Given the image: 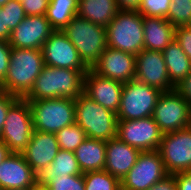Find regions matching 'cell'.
Masks as SVG:
<instances>
[{
    "label": "cell",
    "mask_w": 191,
    "mask_h": 190,
    "mask_svg": "<svg viewBox=\"0 0 191 190\" xmlns=\"http://www.w3.org/2000/svg\"><path fill=\"white\" fill-rule=\"evenodd\" d=\"M88 70H73L44 65L35 79L31 91L24 97L27 101L43 99H76L84 88V75Z\"/></svg>",
    "instance_id": "6da1fadb"
},
{
    "label": "cell",
    "mask_w": 191,
    "mask_h": 190,
    "mask_svg": "<svg viewBox=\"0 0 191 190\" xmlns=\"http://www.w3.org/2000/svg\"><path fill=\"white\" fill-rule=\"evenodd\" d=\"M43 66L42 50L11 48L8 72L0 84V90L24 98L31 91Z\"/></svg>",
    "instance_id": "7a4b0ae2"
},
{
    "label": "cell",
    "mask_w": 191,
    "mask_h": 190,
    "mask_svg": "<svg viewBox=\"0 0 191 190\" xmlns=\"http://www.w3.org/2000/svg\"><path fill=\"white\" fill-rule=\"evenodd\" d=\"M75 114V123L85 131L88 138L108 141L117 137V114L104 108L84 92L75 99Z\"/></svg>",
    "instance_id": "3957f363"
},
{
    "label": "cell",
    "mask_w": 191,
    "mask_h": 190,
    "mask_svg": "<svg viewBox=\"0 0 191 190\" xmlns=\"http://www.w3.org/2000/svg\"><path fill=\"white\" fill-rule=\"evenodd\" d=\"M72 42L80 59L88 67L99 60L107 48L106 27L75 16L62 30Z\"/></svg>",
    "instance_id": "277c9868"
},
{
    "label": "cell",
    "mask_w": 191,
    "mask_h": 190,
    "mask_svg": "<svg viewBox=\"0 0 191 190\" xmlns=\"http://www.w3.org/2000/svg\"><path fill=\"white\" fill-rule=\"evenodd\" d=\"M107 47L137 55L144 49L143 16L138 11H119L106 27Z\"/></svg>",
    "instance_id": "5b68a950"
},
{
    "label": "cell",
    "mask_w": 191,
    "mask_h": 190,
    "mask_svg": "<svg viewBox=\"0 0 191 190\" xmlns=\"http://www.w3.org/2000/svg\"><path fill=\"white\" fill-rule=\"evenodd\" d=\"M34 130L57 133L75 124V100L71 98L28 101Z\"/></svg>",
    "instance_id": "8992f818"
},
{
    "label": "cell",
    "mask_w": 191,
    "mask_h": 190,
    "mask_svg": "<svg viewBox=\"0 0 191 190\" xmlns=\"http://www.w3.org/2000/svg\"><path fill=\"white\" fill-rule=\"evenodd\" d=\"M162 91L136 79L123 83L118 120H136L153 116Z\"/></svg>",
    "instance_id": "52a82bcc"
},
{
    "label": "cell",
    "mask_w": 191,
    "mask_h": 190,
    "mask_svg": "<svg viewBox=\"0 0 191 190\" xmlns=\"http://www.w3.org/2000/svg\"><path fill=\"white\" fill-rule=\"evenodd\" d=\"M33 130L29 103L19 98L7 112L0 140L12 153H22L30 142Z\"/></svg>",
    "instance_id": "ba28073f"
},
{
    "label": "cell",
    "mask_w": 191,
    "mask_h": 190,
    "mask_svg": "<svg viewBox=\"0 0 191 190\" xmlns=\"http://www.w3.org/2000/svg\"><path fill=\"white\" fill-rule=\"evenodd\" d=\"M158 152L168 174L191 171V126L165 133Z\"/></svg>",
    "instance_id": "9c48e42d"
},
{
    "label": "cell",
    "mask_w": 191,
    "mask_h": 190,
    "mask_svg": "<svg viewBox=\"0 0 191 190\" xmlns=\"http://www.w3.org/2000/svg\"><path fill=\"white\" fill-rule=\"evenodd\" d=\"M152 117L163 134L174 132L191 126V107L176 90L162 92Z\"/></svg>",
    "instance_id": "30bf717a"
},
{
    "label": "cell",
    "mask_w": 191,
    "mask_h": 190,
    "mask_svg": "<svg viewBox=\"0 0 191 190\" xmlns=\"http://www.w3.org/2000/svg\"><path fill=\"white\" fill-rule=\"evenodd\" d=\"M168 175L158 150L140 152L135 165L120 181L121 190H148Z\"/></svg>",
    "instance_id": "8fae6325"
},
{
    "label": "cell",
    "mask_w": 191,
    "mask_h": 190,
    "mask_svg": "<svg viewBox=\"0 0 191 190\" xmlns=\"http://www.w3.org/2000/svg\"><path fill=\"white\" fill-rule=\"evenodd\" d=\"M163 133L152 116L118 120L117 137L140 152L158 150Z\"/></svg>",
    "instance_id": "7c38bea8"
},
{
    "label": "cell",
    "mask_w": 191,
    "mask_h": 190,
    "mask_svg": "<svg viewBox=\"0 0 191 190\" xmlns=\"http://www.w3.org/2000/svg\"><path fill=\"white\" fill-rule=\"evenodd\" d=\"M44 65L73 70H89L62 30H54L42 47Z\"/></svg>",
    "instance_id": "4fadbf2b"
},
{
    "label": "cell",
    "mask_w": 191,
    "mask_h": 190,
    "mask_svg": "<svg viewBox=\"0 0 191 190\" xmlns=\"http://www.w3.org/2000/svg\"><path fill=\"white\" fill-rule=\"evenodd\" d=\"M135 79L162 92L175 90L168 76L162 51L143 49L136 55Z\"/></svg>",
    "instance_id": "5bb4252c"
},
{
    "label": "cell",
    "mask_w": 191,
    "mask_h": 190,
    "mask_svg": "<svg viewBox=\"0 0 191 190\" xmlns=\"http://www.w3.org/2000/svg\"><path fill=\"white\" fill-rule=\"evenodd\" d=\"M91 69L103 77L127 83L135 79L136 56L107 47Z\"/></svg>",
    "instance_id": "9a60e30c"
},
{
    "label": "cell",
    "mask_w": 191,
    "mask_h": 190,
    "mask_svg": "<svg viewBox=\"0 0 191 190\" xmlns=\"http://www.w3.org/2000/svg\"><path fill=\"white\" fill-rule=\"evenodd\" d=\"M53 31L46 15L26 16L11 32L8 42L12 48L42 50Z\"/></svg>",
    "instance_id": "2e32d148"
},
{
    "label": "cell",
    "mask_w": 191,
    "mask_h": 190,
    "mask_svg": "<svg viewBox=\"0 0 191 190\" xmlns=\"http://www.w3.org/2000/svg\"><path fill=\"white\" fill-rule=\"evenodd\" d=\"M122 88L123 83L103 77L91 68L84 75L83 92L114 113H117L120 107Z\"/></svg>",
    "instance_id": "e0dca14e"
},
{
    "label": "cell",
    "mask_w": 191,
    "mask_h": 190,
    "mask_svg": "<svg viewBox=\"0 0 191 190\" xmlns=\"http://www.w3.org/2000/svg\"><path fill=\"white\" fill-rule=\"evenodd\" d=\"M37 186V174L22 153H11L0 164V190L28 189Z\"/></svg>",
    "instance_id": "ac0fdd59"
},
{
    "label": "cell",
    "mask_w": 191,
    "mask_h": 190,
    "mask_svg": "<svg viewBox=\"0 0 191 190\" xmlns=\"http://www.w3.org/2000/svg\"><path fill=\"white\" fill-rule=\"evenodd\" d=\"M59 149L55 133L33 130L30 142L22 154L27 164L39 174L53 162Z\"/></svg>",
    "instance_id": "d6986e66"
},
{
    "label": "cell",
    "mask_w": 191,
    "mask_h": 190,
    "mask_svg": "<svg viewBox=\"0 0 191 190\" xmlns=\"http://www.w3.org/2000/svg\"><path fill=\"white\" fill-rule=\"evenodd\" d=\"M140 151L121 141L118 137L106 141L104 170L120 181L135 165Z\"/></svg>",
    "instance_id": "ffe728a7"
},
{
    "label": "cell",
    "mask_w": 191,
    "mask_h": 190,
    "mask_svg": "<svg viewBox=\"0 0 191 190\" xmlns=\"http://www.w3.org/2000/svg\"><path fill=\"white\" fill-rule=\"evenodd\" d=\"M144 49L163 51L175 39V27L162 17L143 16Z\"/></svg>",
    "instance_id": "44dd1931"
},
{
    "label": "cell",
    "mask_w": 191,
    "mask_h": 190,
    "mask_svg": "<svg viewBox=\"0 0 191 190\" xmlns=\"http://www.w3.org/2000/svg\"><path fill=\"white\" fill-rule=\"evenodd\" d=\"M82 173L105 168L106 141L86 138L74 151Z\"/></svg>",
    "instance_id": "7402d4cb"
},
{
    "label": "cell",
    "mask_w": 191,
    "mask_h": 190,
    "mask_svg": "<svg viewBox=\"0 0 191 190\" xmlns=\"http://www.w3.org/2000/svg\"><path fill=\"white\" fill-rule=\"evenodd\" d=\"M82 174L74 152L59 149L53 162L37 174V185L45 187L54 177Z\"/></svg>",
    "instance_id": "603a6c76"
},
{
    "label": "cell",
    "mask_w": 191,
    "mask_h": 190,
    "mask_svg": "<svg viewBox=\"0 0 191 190\" xmlns=\"http://www.w3.org/2000/svg\"><path fill=\"white\" fill-rule=\"evenodd\" d=\"M118 12L116 0H79L77 16L107 27Z\"/></svg>",
    "instance_id": "cb8c5ba5"
},
{
    "label": "cell",
    "mask_w": 191,
    "mask_h": 190,
    "mask_svg": "<svg viewBox=\"0 0 191 190\" xmlns=\"http://www.w3.org/2000/svg\"><path fill=\"white\" fill-rule=\"evenodd\" d=\"M168 76L174 87L191 73V60L174 39L163 51Z\"/></svg>",
    "instance_id": "d4e9b609"
},
{
    "label": "cell",
    "mask_w": 191,
    "mask_h": 190,
    "mask_svg": "<svg viewBox=\"0 0 191 190\" xmlns=\"http://www.w3.org/2000/svg\"><path fill=\"white\" fill-rule=\"evenodd\" d=\"M79 0H50L46 18L54 30H63L77 16Z\"/></svg>",
    "instance_id": "484cf974"
},
{
    "label": "cell",
    "mask_w": 191,
    "mask_h": 190,
    "mask_svg": "<svg viewBox=\"0 0 191 190\" xmlns=\"http://www.w3.org/2000/svg\"><path fill=\"white\" fill-rule=\"evenodd\" d=\"M85 190H121L120 180L105 170L83 173Z\"/></svg>",
    "instance_id": "4316f807"
},
{
    "label": "cell",
    "mask_w": 191,
    "mask_h": 190,
    "mask_svg": "<svg viewBox=\"0 0 191 190\" xmlns=\"http://www.w3.org/2000/svg\"><path fill=\"white\" fill-rule=\"evenodd\" d=\"M56 136L59 148L71 152H74L87 138L85 131L76 123L62 128Z\"/></svg>",
    "instance_id": "83f0119b"
},
{
    "label": "cell",
    "mask_w": 191,
    "mask_h": 190,
    "mask_svg": "<svg viewBox=\"0 0 191 190\" xmlns=\"http://www.w3.org/2000/svg\"><path fill=\"white\" fill-rule=\"evenodd\" d=\"M166 19L174 27L191 25V0H171Z\"/></svg>",
    "instance_id": "f1b7e54d"
},
{
    "label": "cell",
    "mask_w": 191,
    "mask_h": 190,
    "mask_svg": "<svg viewBox=\"0 0 191 190\" xmlns=\"http://www.w3.org/2000/svg\"><path fill=\"white\" fill-rule=\"evenodd\" d=\"M45 187L49 190H85L83 173L54 177Z\"/></svg>",
    "instance_id": "f546056e"
},
{
    "label": "cell",
    "mask_w": 191,
    "mask_h": 190,
    "mask_svg": "<svg viewBox=\"0 0 191 190\" xmlns=\"http://www.w3.org/2000/svg\"><path fill=\"white\" fill-rule=\"evenodd\" d=\"M171 0H141L138 12L147 17H167Z\"/></svg>",
    "instance_id": "4dcf8cb0"
},
{
    "label": "cell",
    "mask_w": 191,
    "mask_h": 190,
    "mask_svg": "<svg viewBox=\"0 0 191 190\" xmlns=\"http://www.w3.org/2000/svg\"><path fill=\"white\" fill-rule=\"evenodd\" d=\"M1 9L6 12L7 27L11 31L26 17L22 3L18 0H9Z\"/></svg>",
    "instance_id": "1f68e13d"
},
{
    "label": "cell",
    "mask_w": 191,
    "mask_h": 190,
    "mask_svg": "<svg viewBox=\"0 0 191 190\" xmlns=\"http://www.w3.org/2000/svg\"><path fill=\"white\" fill-rule=\"evenodd\" d=\"M175 40L191 60V25L175 27Z\"/></svg>",
    "instance_id": "d6a6232c"
},
{
    "label": "cell",
    "mask_w": 191,
    "mask_h": 190,
    "mask_svg": "<svg viewBox=\"0 0 191 190\" xmlns=\"http://www.w3.org/2000/svg\"><path fill=\"white\" fill-rule=\"evenodd\" d=\"M50 0H24L22 6L26 16L46 15Z\"/></svg>",
    "instance_id": "836d02e7"
},
{
    "label": "cell",
    "mask_w": 191,
    "mask_h": 190,
    "mask_svg": "<svg viewBox=\"0 0 191 190\" xmlns=\"http://www.w3.org/2000/svg\"><path fill=\"white\" fill-rule=\"evenodd\" d=\"M11 48L9 42L0 41V84L3 82L8 72Z\"/></svg>",
    "instance_id": "e575fe53"
},
{
    "label": "cell",
    "mask_w": 191,
    "mask_h": 190,
    "mask_svg": "<svg viewBox=\"0 0 191 190\" xmlns=\"http://www.w3.org/2000/svg\"><path fill=\"white\" fill-rule=\"evenodd\" d=\"M19 99L14 95L8 94L0 90V134L3 130V125L6 120L9 108Z\"/></svg>",
    "instance_id": "d590c367"
},
{
    "label": "cell",
    "mask_w": 191,
    "mask_h": 190,
    "mask_svg": "<svg viewBox=\"0 0 191 190\" xmlns=\"http://www.w3.org/2000/svg\"><path fill=\"white\" fill-rule=\"evenodd\" d=\"M175 90L189 103L191 107V73L175 87Z\"/></svg>",
    "instance_id": "8d00e7d4"
},
{
    "label": "cell",
    "mask_w": 191,
    "mask_h": 190,
    "mask_svg": "<svg viewBox=\"0 0 191 190\" xmlns=\"http://www.w3.org/2000/svg\"><path fill=\"white\" fill-rule=\"evenodd\" d=\"M148 190H177L176 178L172 174H168L164 179L155 183Z\"/></svg>",
    "instance_id": "74e56055"
},
{
    "label": "cell",
    "mask_w": 191,
    "mask_h": 190,
    "mask_svg": "<svg viewBox=\"0 0 191 190\" xmlns=\"http://www.w3.org/2000/svg\"><path fill=\"white\" fill-rule=\"evenodd\" d=\"M173 175L176 178L177 190H191V171Z\"/></svg>",
    "instance_id": "f35d334b"
},
{
    "label": "cell",
    "mask_w": 191,
    "mask_h": 190,
    "mask_svg": "<svg viewBox=\"0 0 191 190\" xmlns=\"http://www.w3.org/2000/svg\"><path fill=\"white\" fill-rule=\"evenodd\" d=\"M11 32L12 31L7 27L6 12L0 7V41L8 42Z\"/></svg>",
    "instance_id": "ab89813d"
},
{
    "label": "cell",
    "mask_w": 191,
    "mask_h": 190,
    "mask_svg": "<svg viewBox=\"0 0 191 190\" xmlns=\"http://www.w3.org/2000/svg\"><path fill=\"white\" fill-rule=\"evenodd\" d=\"M141 0H116L119 11H138Z\"/></svg>",
    "instance_id": "60d3db41"
},
{
    "label": "cell",
    "mask_w": 191,
    "mask_h": 190,
    "mask_svg": "<svg viewBox=\"0 0 191 190\" xmlns=\"http://www.w3.org/2000/svg\"><path fill=\"white\" fill-rule=\"evenodd\" d=\"M10 149L0 140V164L11 155Z\"/></svg>",
    "instance_id": "b9f144b4"
},
{
    "label": "cell",
    "mask_w": 191,
    "mask_h": 190,
    "mask_svg": "<svg viewBox=\"0 0 191 190\" xmlns=\"http://www.w3.org/2000/svg\"><path fill=\"white\" fill-rule=\"evenodd\" d=\"M35 190H49V189H47L46 187H42V186L37 185L35 187Z\"/></svg>",
    "instance_id": "7bdbcfd3"
},
{
    "label": "cell",
    "mask_w": 191,
    "mask_h": 190,
    "mask_svg": "<svg viewBox=\"0 0 191 190\" xmlns=\"http://www.w3.org/2000/svg\"><path fill=\"white\" fill-rule=\"evenodd\" d=\"M9 0H0V7L4 6Z\"/></svg>",
    "instance_id": "ee69618b"
},
{
    "label": "cell",
    "mask_w": 191,
    "mask_h": 190,
    "mask_svg": "<svg viewBox=\"0 0 191 190\" xmlns=\"http://www.w3.org/2000/svg\"><path fill=\"white\" fill-rule=\"evenodd\" d=\"M15 190H35V187H33V188H28V189H15Z\"/></svg>",
    "instance_id": "f6af8a7d"
}]
</instances>
